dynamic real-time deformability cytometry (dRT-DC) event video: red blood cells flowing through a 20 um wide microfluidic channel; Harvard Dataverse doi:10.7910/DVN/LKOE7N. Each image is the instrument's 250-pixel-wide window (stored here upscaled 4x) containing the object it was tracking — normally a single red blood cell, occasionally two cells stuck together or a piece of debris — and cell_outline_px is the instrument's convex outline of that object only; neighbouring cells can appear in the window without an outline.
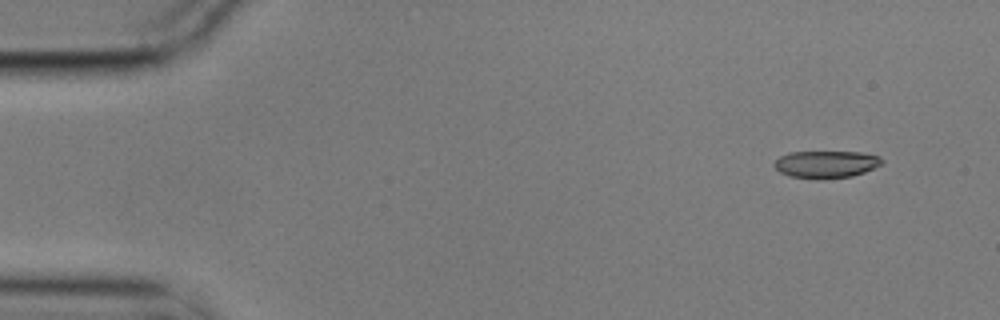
{"species": "common noctule bat (a hibernating species)", "species_latin": "Nyctalus noctula", "temperature_condition": "cold", "stored_images_in_passage": 4, "camera_frame_rate_fps": 3000, "um_per_image_px": 0.085, "animal": {"sex": "male", "body_mass_g": 17.9}, "frame": {"image": 1, "passage_image": 1, "time_ms": 0.0, "image_size_px": [1000, 320], "cell_outline_px": [[884, 160], [880, 164], [864, 172], [852, 176], [816, 180], [788, 176], [780, 172], [772, 164], [780, 156], [788, 152], [860, 152], [880, 156]], "centroid_in_image_um": [70.18, 13.97], "position_along_channel_um": 14.8, "area_um2": 17.22}}
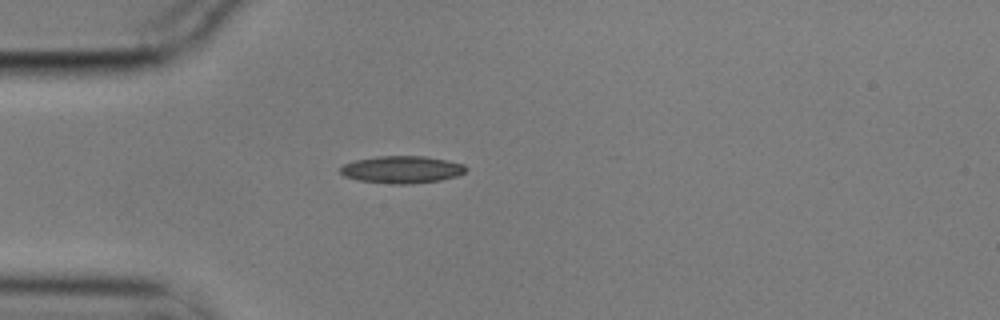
{"frame": {"image": 2, "passage_image": 4, "time_ms": 1.0, "image_size_px": [1000, 320], "cell_outline_px": [[468, 168], [464, 172], [456, 176], [440, 180], [408, 184], [392, 184], [360, 180], [344, 176], [340, 172], [340, 168], [344, 164], [356, 160], [376, 156], [424, 156], [464, 164]], "centroid_in_image_um": [34.15, 14.41], "position_along_channel_um": 50.8, "area_um2": 19.77}}